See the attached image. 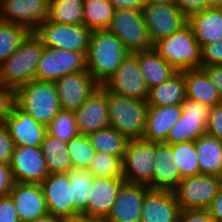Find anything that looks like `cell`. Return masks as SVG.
<instances>
[{"label": "cell", "mask_w": 222, "mask_h": 222, "mask_svg": "<svg viewBox=\"0 0 222 222\" xmlns=\"http://www.w3.org/2000/svg\"><path fill=\"white\" fill-rule=\"evenodd\" d=\"M177 222H213L208 209L180 210Z\"/></svg>", "instance_id": "46"}, {"label": "cell", "mask_w": 222, "mask_h": 222, "mask_svg": "<svg viewBox=\"0 0 222 222\" xmlns=\"http://www.w3.org/2000/svg\"><path fill=\"white\" fill-rule=\"evenodd\" d=\"M149 189L145 184L124 182L106 219L109 222H140L143 200Z\"/></svg>", "instance_id": "19"}, {"label": "cell", "mask_w": 222, "mask_h": 222, "mask_svg": "<svg viewBox=\"0 0 222 222\" xmlns=\"http://www.w3.org/2000/svg\"><path fill=\"white\" fill-rule=\"evenodd\" d=\"M114 12L115 8L108 0H84V26L91 31L108 29Z\"/></svg>", "instance_id": "34"}, {"label": "cell", "mask_w": 222, "mask_h": 222, "mask_svg": "<svg viewBox=\"0 0 222 222\" xmlns=\"http://www.w3.org/2000/svg\"><path fill=\"white\" fill-rule=\"evenodd\" d=\"M142 13L149 38L153 44L179 31L188 23L187 16L175 3L144 4Z\"/></svg>", "instance_id": "13"}, {"label": "cell", "mask_w": 222, "mask_h": 222, "mask_svg": "<svg viewBox=\"0 0 222 222\" xmlns=\"http://www.w3.org/2000/svg\"><path fill=\"white\" fill-rule=\"evenodd\" d=\"M84 0H49L48 21L64 25H84Z\"/></svg>", "instance_id": "33"}, {"label": "cell", "mask_w": 222, "mask_h": 222, "mask_svg": "<svg viewBox=\"0 0 222 222\" xmlns=\"http://www.w3.org/2000/svg\"><path fill=\"white\" fill-rule=\"evenodd\" d=\"M63 111L77 110L100 86L86 70L66 74L55 81Z\"/></svg>", "instance_id": "16"}, {"label": "cell", "mask_w": 222, "mask_h": 222, "mask_svg": "<svg viewBox=\"0 0 222 222\" xmlns=\"http://www.w3.org/2000/svg\"><path fill=\"white\" fill-rule=\"evenodd\" d=\"M40 184L50 214L67 222L79 215L72 203V185L68 173L48 174Z\"/></svg>", "instance_id": "14"}, {"label": "cell", "mask_w": 222, "mask_h": 222, "mask_svg": "<svg viewBox=\"0 0 222 222\" xmlns=\"http://www.w3.org/2000/svg\"><path fill=\"white\" fill-rule=\"evenodd\" d=\"M15 105V90L0 83V122H4Z\"/></svg>", "instance_id": "43"}, {"label": "cell", "mask_w": 222, "mask_h": 222, "mask_svg": "<svg viewBox=\"0 0 222 222\" xmlns=\"http://www.w3.org/2000/svg\"><path fill=\"white\" fill-rule=\"evenodd\" d=\"M4 124L8 127L15 146L41 147L47 133V127L38 123L29 114L13 106L11 114L6 117Z\"/></svg>", "instance_id": "21"}, {"label": "cell", "mask_w": 222, "mask_h": 222, "mask_svg": "<svg viewBox=\"0 0 222 222\" xmlns=\"http://www.w3.org/2000/svg\"><path fill=\"white\" fill-rule=\"evenodd\" d=\"M155 154L156 142L143 138L129 140L121 160L125 182L145 184L153 189Z\"/></svg>", "instance_id": "6"}, {"label": "cell", "mask_w": 222, "mask_h": 222, "mask_svg": "<svg viewBox=\"0 0 222 222\" xmlns=\"http://www.w3.org/2000/svg\"><path fill=\"white\" fill-rule=\"evenodd\" d=\"M9 195L20 222H31L49 214L41 184L15 182Z\"/></svg>", "instance_id": "20"}, {"label": "cell", "mask_w": 222, "mask_h": 222, "mask_svg": "<svg viewBox=\"0 0 222 222\" xmlns=\"http://www.w3.org/2000/svg\"><path fill=\"white\" fill-rule=\"evenodd\" d=\"M69 222H109L106 217L86 216L79 214Z\"/></svg>", "instance_id": "52"}, {"label": "cell", "mask_w": 222, "mask_h": 222, "mask_svg": "<svg viewBox=\"0 0 222 222\" xmlns=\"http://www.w3.org/2000/svg\"><path fill=\"white\" fill-rule=\"evenodd\" d=\"M80 134H88L110 126L107 105V90L100 85L85 102L74 111Z\"/></svg>", "instance_id": "18"}, {"label": "cell", "mask_w": 222, "mask_h": 222, "mask_svg": "<svg viewBox=\"0 0 222 222\" xmlns=\"http://www.w3.org/2000/svg\"><path fill=\"white\" fill-rule=\"evenodd\" d=\"M200 174L222 177V140L204 133L195 140Z\"/></svg>", "instance_id": "29"}, {"label": "cell", "mask_w": 222, "mask_h": 222, "mask_svg": "<svg viewBox=\"0 0 222 222\" xmlns=\"http://www.w3.org/2000/svg\"><path fill=\"white\" fill-rule=\"evenodd\" d=\"M68 174L70 184L72 185V203L74 209L79 214L85 215L89 190L94 176L87 168L80 167H72Z\"/></svg>", "instance_id": "35"}, {"label": "cell", "mask_w": 222, "mask_h": 222, "mask_svg": "<svg viewBox=\"0 0 222 222\" xmlns=\"http://www.w3.org/2000/svg\"><path fill=\"white\" fill-rule=\"evenodd\" d=\"M153 49L178 72L202 67L201 47L188 23L155 42Z\"/></svg>", "instance_id": "5"}, {"label": "cell", "mask_w": 222, "mask_h": 222, "mask_svg": "<svg viewBox=\"0 0 222 222\" xmlns=\"http://www.w3.org/2000/svg\"><path fill=\"white\" fill-rule=\"evenodd\" d=\"M15 105L46 127L62 110L55 82L35 79L15 89Z\"/></svg>", "instance_id": "2"}, {"label": "cell", "mask_w": 222, "mask_h": 222, "mask_svg": "<svg viewBox=\"0 0 222 222\" xmlns=\"http://www.w3.org/2000/svg\"><path fill=\"white\" fill-rule=\"evenodd\" d=\"M186 98V83L182 71L164 83L150 88L147 103L149 106H174L181 105Z\"/></svg>", "instance_id": "30"}, {"label": "cell", "mask_w": 222, "mask_h": 222, "mask_svg": "<svg viewBox=\"0 0 222 222\" xmlns=\"http://www.w3.org/2000/svg\"><path fill=\"white\" fill-rule=\"evenodd\" d=\"M202 66H222V40L201 47Z\"/></svg>", "instance_id": "41"}, {"label": "cell", "mask_w": 222, "mask_h": 222, "mask_svg": "<svg viewBox=\"0 0 222 222\" xmlns=\"http://www.w3.org/2000/svg\"><path fill=\"white\" fill-rule=\"evenodd\" d=\"M109 124L128 140L142 139L146 127L147 100L129 98L107 91Z\"/></svg>", "instance_id": "4"}, {"label": "cell", "mask_w": 222, "mask_h": 222, "mask_svg": "<svg viewBox=\"0 0 222 222\" xmlns=\"http://www.w3.org/2000/svg\"><path fill=\"white\" fill-rule=\"evenodd\" d=\"M31 222H67V221L49 213L43 217H40V218H37V219L31 221Z\"/></svg>", "instance_id": "53"}, {"label": "cell", "mask_w": 222, "mask_h": 222, "mask_svg": "<svg viewBox=\"0 0 222 222\" xmlns=\"http://www.w3.org/2000/svg\"><path fill=\"white\" fill-rule=\"evenodd\" d=\"M205 133L222 140V103L211 107Z\"/></svg>", "instance_id": "44"}, {"label": "cell", "mask_w": 222, "mask_h": 222, "mask_svg": "<svg viewBox=\"0 0 222 222\" xmlns=\"http://www.w3.org/2000/svg\"><path fill=\"white\" fill-rule=\"evenodd\" d=\"M124 182V178L94 177L89 190L85 215L107 217Z\"/></svg>", "instance_id": "23"}, {"label": "cell", "mask_w": 222, "mask_h": 222, "mask_svg": "<svg viewBox=\"0 0 222 222\" xmlns=\"http://www.w3.org/2000/svg\"><path fill=\"white\" fill-rule=\"evenodd\" d=\"M48 9L49 0H1L0 20L34 32L48 18Z\"/></svg>", "instance_id": "15"}, {"label": "cell", "mask_w": 222, "mask_h": 222, "mask_svg": "<svg viewBox=\"0 0 222 222\" xmlns=\"http://www.w3.org/2000/svg\"><path fill=\"white\" fill-rule=\"evenodd\" d=\"M138 64L149 89L164 83L178 72L153 48L138 52Z\"/></svg>", "instance_id": "28"}, {"label": "cell", "mask_w": 222, "mask_h": 222, "mask_svg": "<svg viewBox=\"0 0 222 222\" xmlns=\"http://www.w3.org/2000/svg\"><path fill=\"white\" fill-rule=\"evenodd\" d=\"M108 30L123 43L129 53L153 48L142 11L115 10Z\"/></svg>", "instance_id": "8"}, {"label": "cell", "mask_w": 222, "mask_h": 222, "mask_svg": "<svg viewBox=\"0 0 222 222\" xmlns=\"http://www.w3.org/2000/svg\"><path fill=\"white\" fill-rule=\"evenodd\" d=\"M86 70V56L81 52L44 47L35 73V80L53 81Z\"/></svg>", "instance_id": "12"}, {"label": "cell", "mask_w": 222, "mask_h": 222, "mask_svg": "<svg viewBox=\"0 0 222 222\" xmlns=\"http://www.w3.org/2000/svg\"><path fill=\"white\" fill-rule=\"evenodd\" d=\"M41 149L49 174L68 173L71 171L72 164L66 142L53 137L47 132L41 143Z\"/></svg>", "instance_id": "31"}, {"label": "cell", "mask_w": 222, "mask_h": 222, "mask_svg": "<svg viewBox=\"0 0 222 222\" xmlns=\"http://www.w3.org/2000/svg\"><path fill=\"white\" fill-rule=\"evenodd\" d=\"M176 0H144L145 4H172Z\"/></svg>", "instance_id": "54"}, {"label": "cell", "mask_w": 222, "mask_h": 222, "mask_svg": "<svg viewBox=\"0 0 222 222\" xmlns=\"http://www.w3.org/2000/svg\"><path fill=\"white\" fill-rule=\"evenodd\" d=\"M109 3L118 9H128L134 11H142L144 7V0H108Z\"/></svg>", "instance_id": "50"}, {"label": "cell", "mask_w": 222, "mask_h": 222, "mask_svg": "<svg viewBox=\"0 0 222 222\" xmlns=\"http://www.w3.org/2000/svg\"><path fill=\"white\" fill-rule=\"evenodd\" d=\"M15 184L10 165L0 162V196L9 195Z\"/></svg>", "instance_id": "47"}, {"label": "cell", "mask_w": 222, "mask_h": 222, "mask_svg": "<svg viewBox=\"0 0 222 222\" xmlns=\"http://www.w3.org/2000/svg\"><path fill=\"white\" fill-rule=\"evenodd\" d=\"M129 54L123 43L108 29L92 30L86 55V69L102 85Z\"/></svg>", "instance_id": "1"}, {"label": "cell", "mask_w": 222, "mask_h": 222, "mask_svg": "<svg viewBox=\"0 0 222 222\" xmlns=\"http://www.w3.org/2000/svg\"><path fill=\"white\" fill-rule=\"evenodd\" d=\"M181 105L183 113L171 127L164 143L193 142L206 131L211 107L189 98Z\"/></svg>", "instance_id": "11"}, {"label": "cell", "mask_w": 222, "mask_h": 222, "mask_svg": "<svg viewBox=\"0 0 222 222\" xmlns=\"http://www.w3.org/2000/svg\"><path fill=\"white\" fill-rule=\"evenodd\" d=\"M0 222H20L10 195L0 196Z\"/></svg>", "instance_id": "45"}, {"label": "cell", "mask_w": 222, "mask_h": 222, "mask_svg": "<svg viewBox=\"0 0 222 222\" xmlns=\"http://www.w3.org/2000/svg\"><path fill=\"white\" fill-rule=\"evenodd\" d=\"M213 222H222V188L208 208Z\"/></svg>", "instance_id": "51"}, {"label": "cell", "mask_w": 222, "mask_h": 222, "mask_svg": "<svg viewBox=\"0 0 222 222\" xmlns=\"http://www.w3.org/2000/svg\"><path fill=\"white\" fill-rule=\"evenodd\" d=\"M121 159L107 153L96 152L88 171L94 177L123 178Z\"/></svg>", "instance_id": "39"}, {"label": "cell", "mask_w": 222, "mask_h": 222, "mask_svg": "<svg viewBox=\"0 0 222 222\" xmlns=\"http://www.w3.org/2000/svg\"><path fill=\"white\" fill-rule=\"evenodd\" d=\"M34 33L44 47L72 50L87 55L91 30L84 25H64L46 19Z\"/></svg>", "instance_id": "9"}, {"label": "cell", "mask_w": 222, "mask_h": 222, "mask_svg": "<svg viewBox=\"0 0 222 222\" xmlns=\"http://www.w3.org/2000/svg\"><path fill=\"white\" fill-rule=\"evenodd\" d=\"M44 45L34 32H29L15 52L0 65V83L17 89L35 79Z\"/></svg>", "instance_id": "3"}, {"label": "cell", "mask_w": 222, "mask_h": 222, "mask_svg": "<svg viewBox=\"0 0 222 222\" xmlns=\"http://www.w3.org/2000/svg\"><path fill=\"white\" fill-rule=\"evenodd\" d=\"M171 144L156 142L155 162L153 166V189L173 191L181 177L172 162Z\"/></svg>", "instance_id": "26"}, {"label": "cell", "mask_w": 222, "mask_h": 222, "mask_svg": "<svg viewBox=\"0 0 222 222\" xmlns=\"http://www.w3.org/2000/svg\"><path fill=\"white\" fill-rule=\"evenodd\" d=\"M180 210L173 191L150 188L143 200L140 222H177Z\"/></svg>", "instance_id": "22"}, {"label": "cell", "mask_w": 222, "mask_h": 222, "mask_svg": "<svg viewBox=\"0 0 222 222\" xmlns=\"http://www.w3.org/2000/svg\"><path fill=\"white\" fill-rule=\"evenodd\" d=\"M182 113V105L148 106L143 139L158 143L165 142L171 127L178 121Z\"/></svg>", "instance_id": "24"}, {"label": "cell", "mask_w": 222, "mask_h": 222, "mask_svg": "<svg viewBox=\"0 0 222 222\" xmlns=\"http://www.w3.org/2000/svg\"><path fill=\"white\" fill-rule=\"evenodd\" d=\"M206 7H222V0H205Z\"/></svg>", "instance_id": "55"}, {"label": "cell", "mask_w": 222, "mask_h": 222, "mask_svg": "<svg viewBox=\"0 0 222 222\" xmlns=\"http://www.w3.org/2000/svg\"><path fill=\"white\" fill-rule=\"evenodd\" d=\"M10 168L17 183L40 184L49 174L41 147L15 146Z\"/></svg>", "instance_id": "17"}, {"label": "cell", "mask_w": 222, "mask_h": 222, "mask_svg": "<svg viewBox=\"0 0 222 222\" xmlns=\"http://www.w3.org/2000/svg\"><path fill=\"white\" fill-rule=\"evenodd\" d=\"M187 98L213 107L222 103L221 97L202 68L185 70Z\"/></svg>", "instance_id": "27"}, {"label": "cell", "mask_w": 222, "mask_h": 222, "mask_svg": "<svg viewBox=\"0 0 222 222\" xmlns=\"http://www.w3.org/2000/svg\"><path fill=\"white\" fill-rule=\"evenodd\" d=\"M173 164L177 166L181 179L200 174L195 141L171 144Z\"/></svg>", "instance_id": "36"}, {"label": "cell", "mask_w": 222, "mask_h": 222, "mask_svg": "<svg viewBox=\"0 0 222 222\" xmlns=\"http://www.w3.org/2000/svg\"><path fill=\"white\" fill-rule=\"evenodd\" d=\"M222 188V177L198 174L180 180L173 190L181 210L208 209Z\"/></svg>", "instance_id": "7"}, {"label": "cell", "mask_w": 222, "mask_h": 222, "mask_svg": "<svg viewBox=\"0 0 222 222\" xmlns=\"http://www.w3.org/2000/svg\"><path fill=\"white\" fill-rule=\"evenodd\" d=\"M201 68L207 73L222 100V66H202Z\"/></svg>", "instance_id": "49"}, {"label": "cell", "mask_w": 222, "mask_h": 222, "mask_svg": "<svg viewBox=\"0 0 222 222\" xmlns=\"http://www.w3.org/2000/svg\"><path fill=\"white\" fill-rule=\"evenodd\" d=\"M96 152L107 153L123 158L128 139L115 128L108 126L87 134Z\"/></svg>", "instance_id": "32"}, {"label": "cell", "mask_w": 222, "mask_h": 222, "mask_svg": "<svg viewBox=\"0 0 222 222\" xmlns=\"http://www.w3.org/2000/svg\"><path fill=\"white\" fill-rule=\"evenodd\" d=\"M102 86L114 94L147 100L149 88L139 68L138 52L129 53Z\"/></svg>", "instance_id": "10"}, {"label": "cell", "mask_w": 222, "mask_h": 222, "mask_svg": "<svg viewBox=\"0 0 222 222\" xmlns=\"http://www.w3.org/2000/svg\"><path fill=\"white\" fill-rule=\"evenodd\" d=\"M200 47L222 40V7H206L188 17Z\"/></svg>", "instance_id": "25"}, {"label": "cell", "mask_w": 222, "mask_h": 222, "mask_svg": "<svg viewBox=\"0 0 222 222\" xmlns=\"http://www.w3.org/2000/svg\"><path fill=\"white\" fill-rule=\"evenodd\" d=\"M67 150L72 167L88 169L96 154L87 134L80 133L67 142Z\"/></svg>", "instance_id": "38"}, {"label": "cell", "mask_w": 222, "mask_h": 222, "mask_svg": "<svg viewBox=\"0 0 222 222\" xmlns=\"http://www.w3.org/2000/svg\"><path fill=\"white\" fill-rule=\"evenodd\" d=\"M177 7L187 16L206 8L205 0H176Z\"/></svg>", "instance_id": "48"}, {"label": "cell", "mask_w": 222, "mask_h": 222, "mask_svg": "<svg viewBox=\"0 0 222 222\" xmlns=\"http://www.w3.org/2000/svg\"><path fill=\"white\" fill-rule=\"evenodd\" d=\"M47 132L66 143L77 136L79 132L74 112L61 110L47 127Z\"/></svg>", "instance_id": "40"}, {"label": "cell", "mask_w": 222, "mask_h": 222, "mask_svg": "<svg viewBox=\"0 0 222 222\" xmlns=\"http://www.w3.org/2000/svg\"><path fill=\"white\" fill-rule=\"evenodd\" d=\"M28 33L25 27L0 20V65L15 52Z\"/></svg>", "instance_id": "37"}, {"label": "cell", "mask_w": 222, "mask_h": 222, "mask_svg": "<svg viewBox=\"0 0 222 222\" xmlns=\"http://www.w3.org/2000/svg\"><path fill=\"white\" fill-rule=\"evenodd\" d=\"M15 143L11 138L8 127L0 122V162L10 165Z\"/></svg>", "instance_id": "42"}]
</instances>
